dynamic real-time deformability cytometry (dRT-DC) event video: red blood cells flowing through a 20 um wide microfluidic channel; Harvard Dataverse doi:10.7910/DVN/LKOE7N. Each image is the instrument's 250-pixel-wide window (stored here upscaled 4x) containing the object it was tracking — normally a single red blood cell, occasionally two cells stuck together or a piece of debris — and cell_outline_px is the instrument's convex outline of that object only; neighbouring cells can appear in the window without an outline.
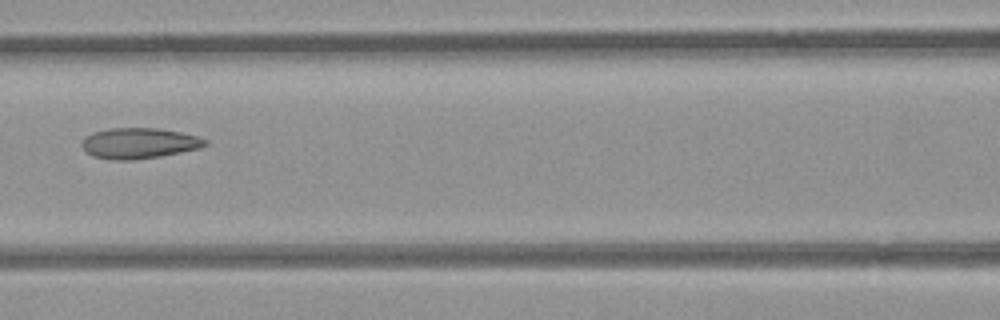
{"species": "common noctule bat (a hibernating species)", "species_latin": "Nyctalus noctula", "temperature_condition": "room temperature", "stored_images_in_passage": 7, "camera_frame_rate_fps": 3000, "um_per_image_px": 0.085, "animal": {"sex": "female", "body_mass_g": 21.9}, "frame": {"image": 1, "passage_image": 6, "time_ms": 6.667, "image_size_px": [1000, 320], "cell_outline_px": [[208, 144], [200, 148], [160, 156], [132, 160], [112, 160], [92, 156], [80, 144], [84, 136], [92, 132], [112, 128], [156, 128], [180, 132], [196, 136], [208, 140]], "centroid_in_image_um": [11.8, 12.17], "position_along_channel_um": 154.8, "area_um2": 22.02}}
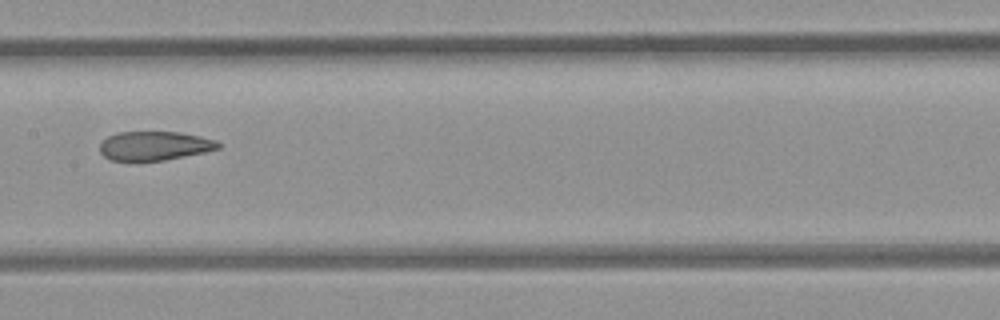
{"frame": {"image": 2, "passage_image": 7, "time_ms": 7.667, "image_size_px": [1000, 320], "cell_outline_px": [[220, 148], [204, 152], [164, 160], [136, 164], [112, 160], [104, 156], [100, 152], [100, 144], [108, 136], [116, 132], [180, 132], [200, 136], [216, 140], [220, 144]], "centroid_in_image_um": [13.08, 12.43], "position_along_channel_um": 194.3, "area_um2": 20.58}}